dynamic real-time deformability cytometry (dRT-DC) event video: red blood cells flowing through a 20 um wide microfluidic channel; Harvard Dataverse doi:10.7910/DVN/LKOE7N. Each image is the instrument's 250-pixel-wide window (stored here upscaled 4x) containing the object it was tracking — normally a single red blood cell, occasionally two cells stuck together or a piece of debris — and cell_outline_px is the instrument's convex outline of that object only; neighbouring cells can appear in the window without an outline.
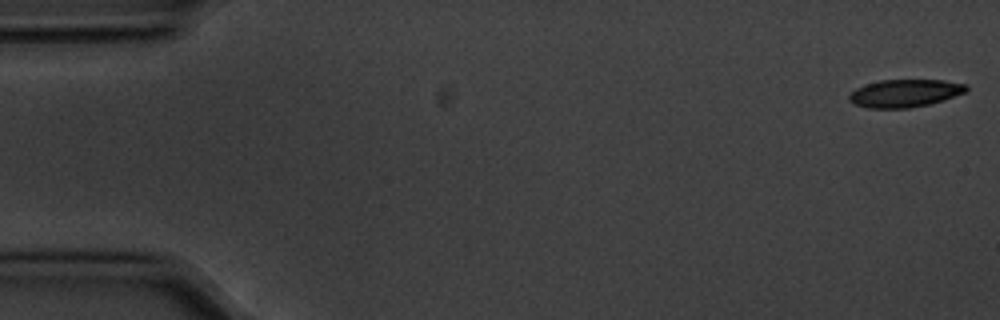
{"species": "common noctule bat (a hibernating species)", "species_latin": "Nyctalus noctula", "temperature_condition": "cold", "stored_images_in_passage": 56, "camera_frame_rate_fps": 3000, "um_per_image_px": 0.085, "animal": {"sex": "male", "body_mass_g": 20.1, "forearm_length_mm": 53.5}, "frame": {"image": 1, "passage_image": 1, "time_ms": 0.0, "image_size_px": [1000, 320], "cell_outline_px": [[968, 88], [964, 92], [944, 100], [928, 104], [908, 108], [868, 108], [852, 104], [848, 100], [848, 96], [856, 88], [880, 80], [944, 80], [968, 84]], "centroid_in_image_um": [76.9, 7.93], "position_along_channel_um": 8.1, "area_um2": 18.9}}
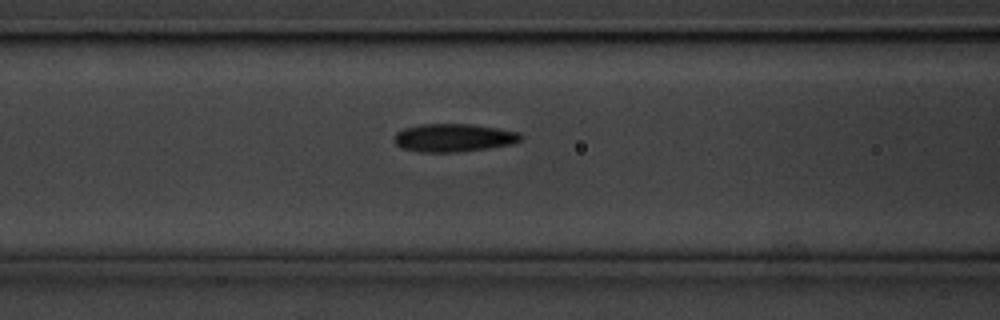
{"frame": {"image": 2, "passage_image": 22, "time_ms": 7.0, "image_size_px": [1000, 320], "cell_outline_px": [[524, 136], [520, 140], [512, 144], [488, 148], [456, 152], [420, 152], [400, 148], [392, 140], [392, 136], [396, 132], [404, 128], [420, 124], [472, 124], [500, 128], [520, 132]], "centroid_in_image_um": [38.54, 11.7], "position_along_channel_um": 128.1, "area_um2": 21.04}}
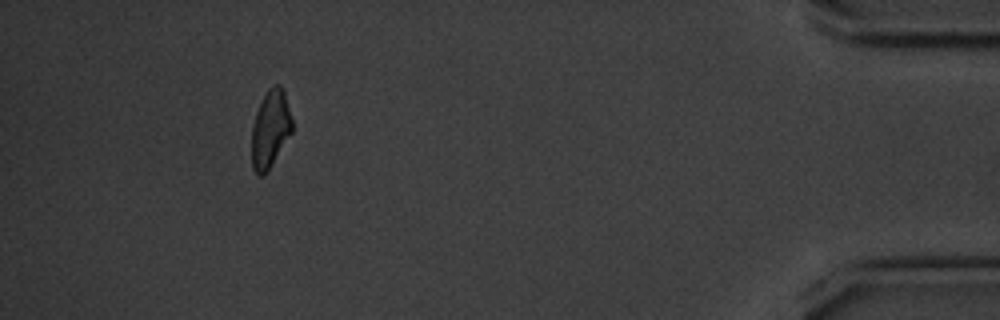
{"frame": {"image": 3, "passage_image": 51, "time_ms": 16.667, "image_size_px": [1000, 320], "cell_outline_px": [[292, 132], [264, 176], [260, 176], [252, 168], [252, 128], [256, 112], [268, 88], [272, 84], [280, 84], [284, 88], [292, 120]], "centroid_in_image_um": [22.99, 10.93], "position_along_channel_um": 412.2, "area_um2": 18.21}, "authors_computed_cell_mechanics": {"area_um2": 19.5653, "velocity_mm_per_s": 3.572, "shape_relaxation_time_tau1_ms": 3.0019, "shape_relaxation_time_tau2_ms": 4.7144, "deformation_change_tau1": 0.111, "deformation_change_tau2": 0.1197}}